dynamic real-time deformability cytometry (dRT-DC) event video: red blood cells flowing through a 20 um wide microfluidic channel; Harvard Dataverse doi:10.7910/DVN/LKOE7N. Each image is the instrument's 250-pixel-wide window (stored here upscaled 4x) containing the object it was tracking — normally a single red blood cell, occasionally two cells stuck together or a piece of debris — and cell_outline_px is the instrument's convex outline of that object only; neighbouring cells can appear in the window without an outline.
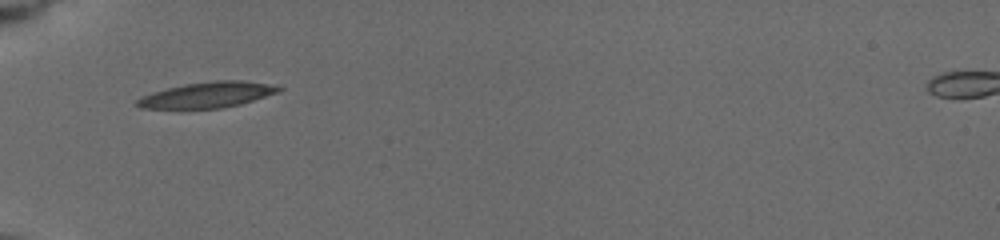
{"species": "common noctule bat (a hibernating species)", "species_latin": "Nyctalus noctula", "temperature_condition": "cold", "stored_images_in_passage": 34, "camera_frame_rate_fps": 3000, "um_per_image_px": 0.085, "animal": {"sex": "female", "body_mass_g": 19.5, "forearm_length_mm": 54.1}, "frame": {"image": 1, "passage_image": 1, "time_ms": 0.0, "image_size_px": [1000, 240], "cell_outline_px": [[284, 88], [280, 92], [240, 104], [220, 108], [140, 108], [136, 104], [136, 100], [152, 92], [184, 84], [212, 80], [240, 80], [264, 84]], "centroid_in_image_um": [17.62, 8.06], "position_along_channel_um": 67.4, "area_um2": 20.87}}
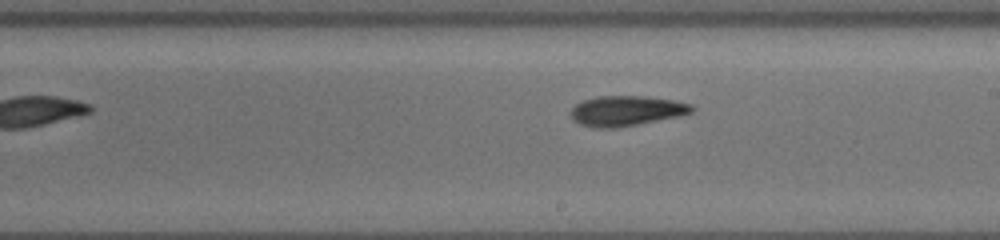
{"frame": {"image": 2, "passage_image": 15, "time_ms": 4.667, "image_size_px": [1000, 240], "cell_outline_px": [[696, 108], [692, 112], [680, 116], [636, 124], [612, 128], [596, 128], [580, 124], [572, 120], [568, 112], [576, 104], [584, 100], [596, 96], [644, 96], [672, 100], [692, 104]], "centroid_in_image_um": [53.21, 9.41], "position_along_channel_um": 235.8, "area_um2": 21.27}}
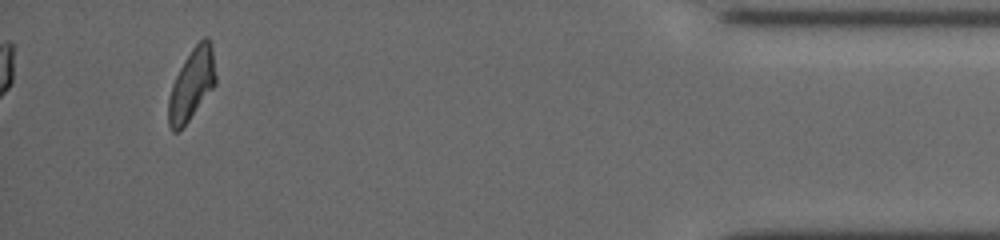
{"frame": {"image": 3, "passage_image": 34, "time_ms": 11.0, "image_size_px": [1000, 240], "cell_outline_px": [[216, 84], [188, 120], [176, 132], [172, 132], [168, 124], [168, 100], [172, 84], [184, 60], [192, 48], [204, 36], [208, 36], [212, 44], [216, 76]], "centroid_in_image_um": [16.3, 7.13], "position_along_channel_um": 418.9, "area_um2": 19.48}, "authors_computed_cell_mechanics": {"area_um2": 20.3745, "velocity_mm_per_s": 3.7386, "shape_relaxation_time_tau1_ms": 4.124, "shape_relaxation_time_tau2_ms": 5.8743, "deformation_change_tau1": 0.1429, "deformation_change_tau2": 0.1416}}